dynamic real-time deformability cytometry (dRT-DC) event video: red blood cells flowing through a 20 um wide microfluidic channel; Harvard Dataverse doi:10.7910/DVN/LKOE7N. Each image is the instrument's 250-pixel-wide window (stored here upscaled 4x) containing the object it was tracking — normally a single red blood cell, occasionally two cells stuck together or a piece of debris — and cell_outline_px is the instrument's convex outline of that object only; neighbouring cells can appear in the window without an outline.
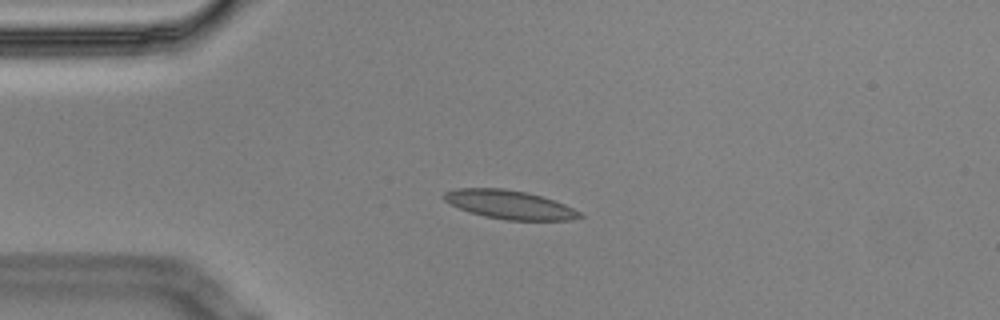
{"species": "Egyptian fruit bat (a non-hibernating species)", "species_latin": "Rousettus aegyptiacus", "temperature_condition": "cold", "stored_images_in_passage": 5, "camera_frame_rate_fps": 3000, "um_per_image_px": 0.085, "animal": {"sex": "male"}, "frame": {"image": 1, "passage_image": 4, "time_ms": 1.0, "image_size_px": [1000, 320], "cell_outline_px": [[584, 216], [572, 220], [508, 220], [484, 216], [468, 212], [444, 200], [440, 196], [444, 192], [456, 188], [504, 188], [528, 192], [564, 204], [580, 212]], "centroid_in_image_um": [43.28, 17.39], "position_along_channel_um": 41.7, "area_um2": 22.66}}